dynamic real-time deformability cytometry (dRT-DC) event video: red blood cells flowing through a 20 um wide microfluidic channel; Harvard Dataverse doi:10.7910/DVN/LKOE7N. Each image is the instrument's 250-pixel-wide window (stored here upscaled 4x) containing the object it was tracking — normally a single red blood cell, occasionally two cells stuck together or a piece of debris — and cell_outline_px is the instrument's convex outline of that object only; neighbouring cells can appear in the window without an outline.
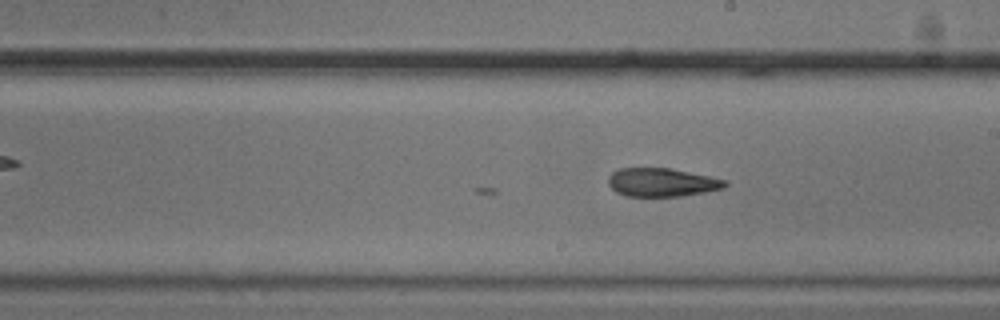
{"species": "common noctule bat (a hibernating species)", "species_latin": "Nyctalus noctula", "temperature_condition": "cold", "stored_images_in_passage": 11, "camera_frame_rate_fps": 3000, "um_per_image_px": 0.085, "animal": {"sex": "male", "body_mass_g": 20.5, "forearm_length_mm": 52.5}, "frame": {"image": 1, "passage_image": 11, "time_ms": 3.333, "image_size_px": [1000, 320], "cell_outline_px": [[728, 184], [724, 188], [704, 192], [680, 196], [624, 196], [616, 192], [608, 184], [608, 176], [612, 172], [620, 168], [672, 168], [728, 180]], "centroid_in_image_um": [56.26, 15.49], "position_along_channel_um": 232.7, "area_um2": 19.48}}